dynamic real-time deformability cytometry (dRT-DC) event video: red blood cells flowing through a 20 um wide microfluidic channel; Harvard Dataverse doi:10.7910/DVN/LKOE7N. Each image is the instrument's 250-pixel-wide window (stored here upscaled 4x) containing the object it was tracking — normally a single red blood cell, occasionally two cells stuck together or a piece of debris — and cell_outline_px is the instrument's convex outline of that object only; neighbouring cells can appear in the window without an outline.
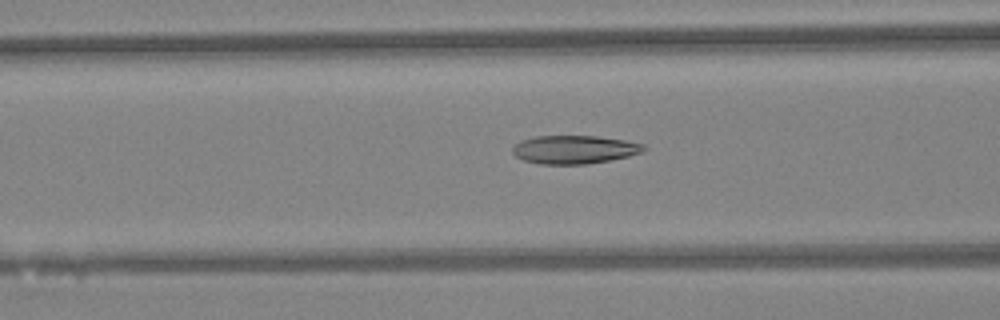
{"species": "Egyptian fruit bat (a non-hibernating species)", "species_latin": "Rousettus aegyptiacus", "temperature_condition": "warm", "stored_images_in_passage": 46, "camera_frame_rate_fps": 3000, "um_per_image_px": 0.085, "animal": {"sex": "female"}, "frame": {"image": 1, "passage_image": 18, "time_ms": 5.667, "image_size_px": [1000, 320], "cell_outline_px": [[648, 148], [640, 152], [628, 156], [608, 160], [584, 164], [540, 164], [524, 160], [516, 156], [512, 152], [512, 148], [520, 140], [536, 136], [596, 136], [624, 140], [644, 144]], "centroid_in_image_um": [48.8, 12.7], "position_along_channel_um": 117.8, "area_um2": 21.5}}
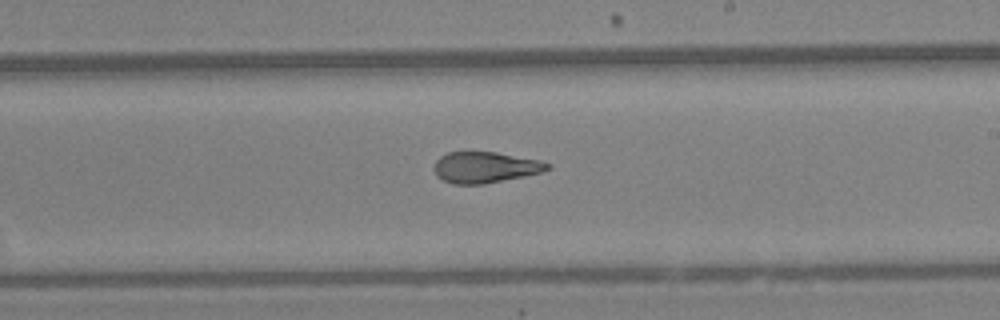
{"frame": {"image": 2, "passage_image": 27, "time_ms": 8.667, "image_size_px": [1000, 320], "cell_outline_px": [[552, 168], [540, 172], [524, 176], [484, 184], [452, 184], [436, 176], [432, 168], [436, 160], [440, 156], [448, 152], [496, 152], [540, 160], [552, 164]], "centroid_in_image_um": [41.22, 14.22], "position_along_channel_um": 247.8, "area_um2": 20.63}}
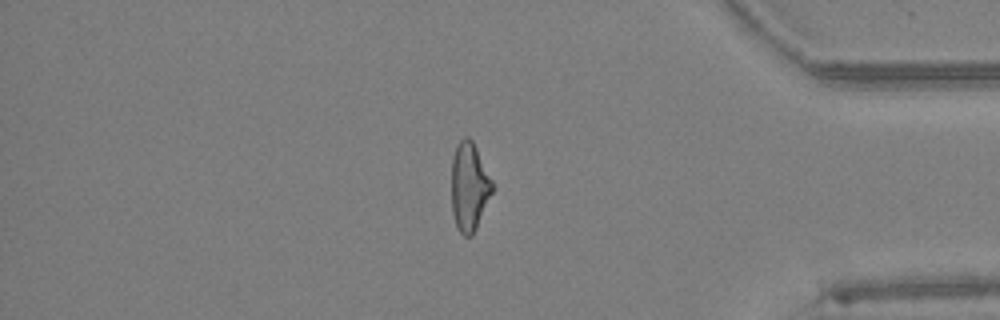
{"frame": {"image": 3, "passage_image": 39, "time_ms": 12.667, "image_size_px": [1000, 320], "cell_outline_px": [[492, 192], [476, 228], [472, 236], [464, 236], [456, 228], [452, 212], [452, 156], [456, 144], [464, 136], [468, 136], [472, 140], [492, 180]], "centroid_in_image_um": [39.86, 15.86], "position_along_channel_um": 395.3, "area_um2": 20.92}, "authors_computed_cell_mechanics": {"area_um2": 22.0507, "velocity_mm_per_s": 4.3611, "shape_relaxation_time_tau1_ms": 10.4423, "shape_relaxation_time_tau2_ms": 2.3208, "deformation_change_tau1": 0.2877, "deformation_change_tau2": 0.1128}}